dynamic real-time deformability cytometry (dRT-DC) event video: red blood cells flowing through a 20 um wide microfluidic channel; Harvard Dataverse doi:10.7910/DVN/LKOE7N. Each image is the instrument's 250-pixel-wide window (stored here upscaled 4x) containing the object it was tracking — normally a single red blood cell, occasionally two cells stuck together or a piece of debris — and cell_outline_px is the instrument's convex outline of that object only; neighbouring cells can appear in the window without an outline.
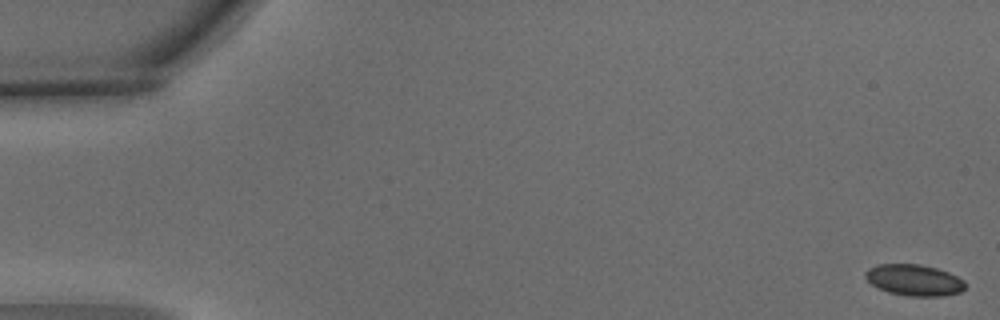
{"species": "common noctule bat (a hibernating species)", "species_latin": "Nyctalus noctula", "temperature_condition": "warm", "stored_images_in_passage": 4, "camera_frame_rate_fps": 3000, "um_per_image_px": 0.085, "animal": {"sex": "male", "body_mass_g": 15.6}, "frame": {"image": 1, "passage_image": 1, "time_ms": 0.0, "image_size_px": [1000, 320], "cell_outline_px": [[964, 288], [960, 292], [944, 296], [908, 296], [888, 292], [872, 284], [864, 276], [864, 272], [868, 268], [876, 264], [920, 264], [936, 268], [948, 272], [964, 280]], "centroid_in_image_um": [77.68, 23.8], "position_along_channel_um": 7.3, "area_um2": 18.15}}
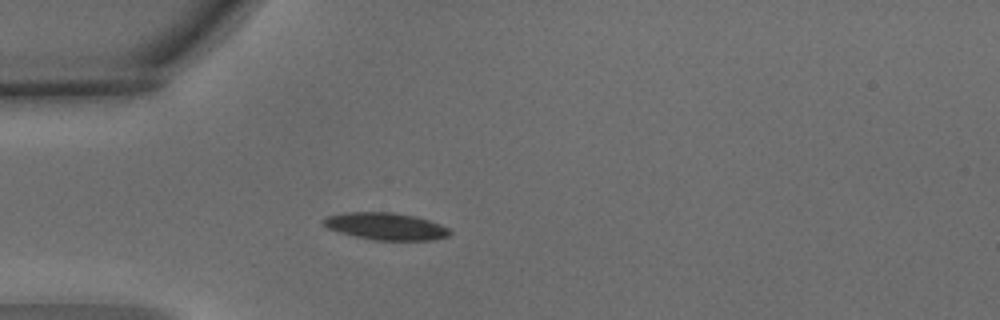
{"frame": {"image": 2, "passage_image": 4, "time_ms": 1.0, "image_size_px": [1000, 320], "cell_outline_px": [[452, 232], [448, 236], [436, 240], [376, 240], [356, 236], [340, 232], [328, 228], [320, 220], [324, 216], [344, 212], [392, 212], [416, 216], [440, 224], [448, 228]], "centroid_in_image_um": [32.78, 19.22], "position_along_channel_um": 52.2, "area_um2": 20.06}}